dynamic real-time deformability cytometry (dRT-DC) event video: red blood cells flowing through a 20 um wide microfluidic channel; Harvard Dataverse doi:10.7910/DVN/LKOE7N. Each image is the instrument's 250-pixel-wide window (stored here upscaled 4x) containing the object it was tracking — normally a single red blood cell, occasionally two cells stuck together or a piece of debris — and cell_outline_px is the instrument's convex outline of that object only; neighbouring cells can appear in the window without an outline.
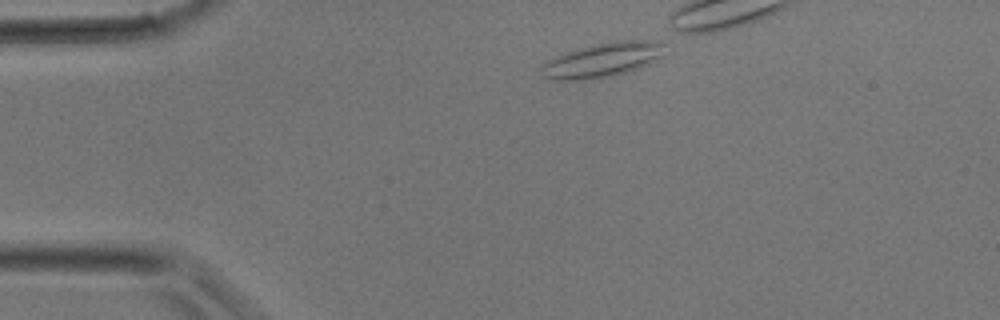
{"species": "common noctule bat (a hibernating species)", "species_latin": "Nyctalus noctula", "temperature_condition": "room temperature", "stored_images_in_passage": 22, "camera_frame_rate_fps": 3000, "um_per_image_px": 0.085, "animal": {"sex": "male", "body_mass_g": 17.9}, "frame": {"image": 1, "passage_image": 1, "time_ms": 0.0, "image_size_px": [1000, 320], "cell_outline_px": [[664, 56], [640, 68], [612, 76], [592, 80], [552, 80], [540, 76], [540, 68], [548, 60], [556, 56], [580, 48], [616, 40], [652, 40], [664, 44]], "centroid_in_image_um": [51.21, 5.12], "position_along_channel_um": 33.8, "area_um2": 24.91}}
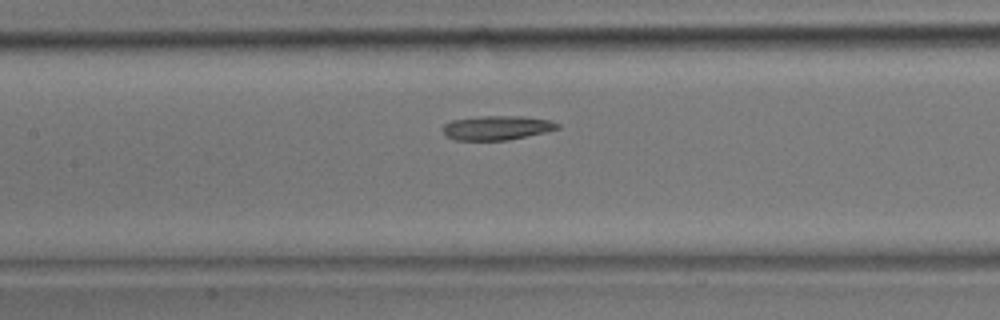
{"frame": {"image": 2, "passage_image": 10, "time_ms": 3.0, "image_size_px": [1000, 320], "cell_outline_px": [[560, 128], [548, 132], [508, 140], [456, 140], [448, 136], [444, 132], [444, 124], [452, 120], [480, 116], [524, 116], [548, 120], [560, 124]], "centroid_in_image_um": [42.29, 10.86], "position_along_channel_um": 165.1, "area_um2": 16.18}}
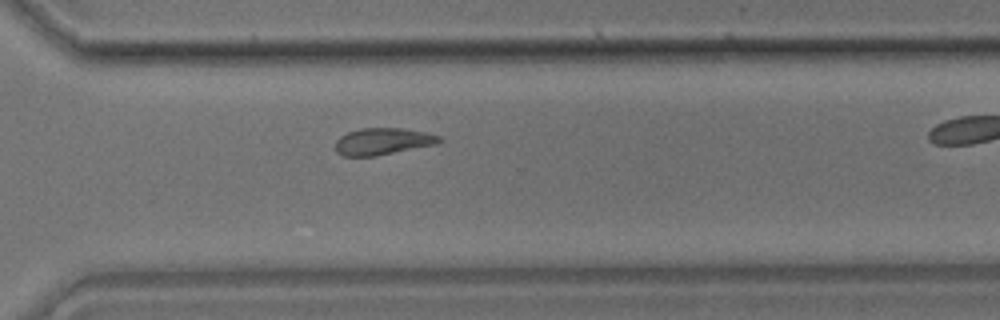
{"frame": {"image": 3, "passage_image": 19, "time_ms": 6.0, "image_size_px": [1000, 320], "cell_outline_px": [[444, 140], [440, 144], [376, 156], [344, 156], [336, 152], [336, 140], [340, 136], [348, 132], [360, 128], [400, 128], [424, 132], [440, 136]], "centroid_in_image_um": [32.58, 12.02], "position_along_channel_um": 338.0, "area_um2": 16.42}}